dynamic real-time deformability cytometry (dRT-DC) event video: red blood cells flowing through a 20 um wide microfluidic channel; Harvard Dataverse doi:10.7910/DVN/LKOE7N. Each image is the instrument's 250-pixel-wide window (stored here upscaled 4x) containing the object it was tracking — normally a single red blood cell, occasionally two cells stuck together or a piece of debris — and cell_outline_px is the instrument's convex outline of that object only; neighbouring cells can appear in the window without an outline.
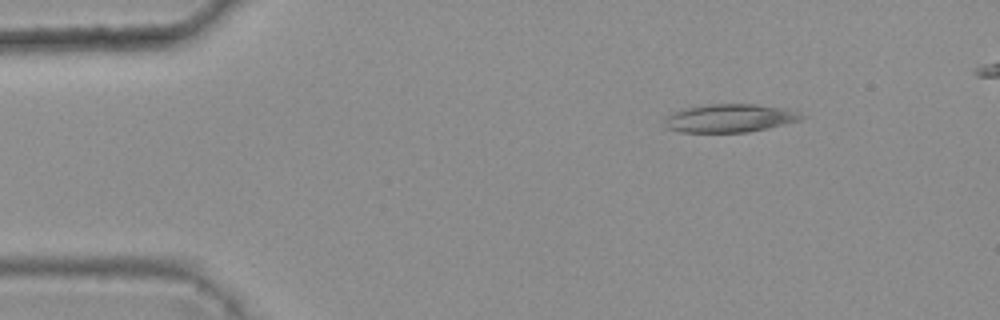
{"species": "common noctule bat (a hibernating species)", "species_latin": "Nyctalus noctula", "temperature_condition": "warm", "stored_images_in_passage": 6, "camera_frame_rate_fps": 3000, "um_per_image_px": 0.085, "animal": {"sex": "female", "body_mass_g": 25.1}, "frame": {"image": 1, "passage_image": 2, "time_ms": 0.333, "image_size_px": [1000, 320], "cell_outline_px": [[808, 116], [800, 120], [768, 128], [748, 132], [680, 132], [668, 128], [664, 124], [668, 116], [672, 112], [684, 108], [708, 104], [756, 104], [784, 108]], "centroid_in_image_um": [62.04, 10.04], "position_along_channel_um": 23.0, "area_um2": 22.43}}
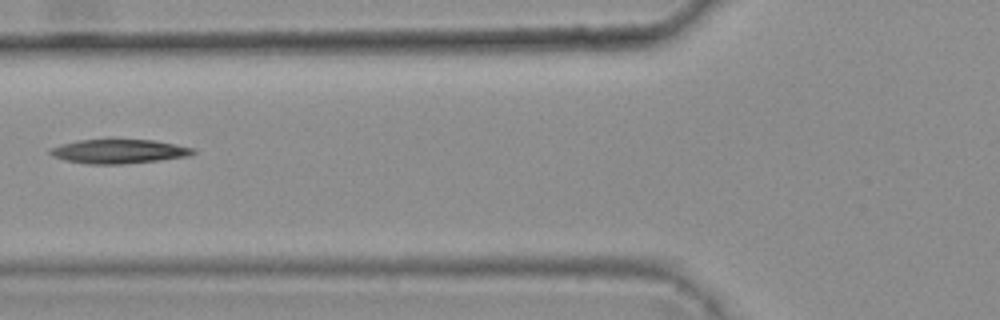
{"frame": {"image": 2, "passage_image": 5, "time_ms": 1.333, "image_size_px": [1000, 320], "cell_outline_px": [[196, 152], [192, 156], [160, 160], [120, 164], [88, 164], [64, 160], [52, 156], [48, 152], [48, 148], [80, 140], [112, 136], [152, 140], [176, 144], [196, 148]], "centroid_in_image_um": [10.12, 12.82], "position_along_channel_um": 115.7, "area_um2": 21.15}}
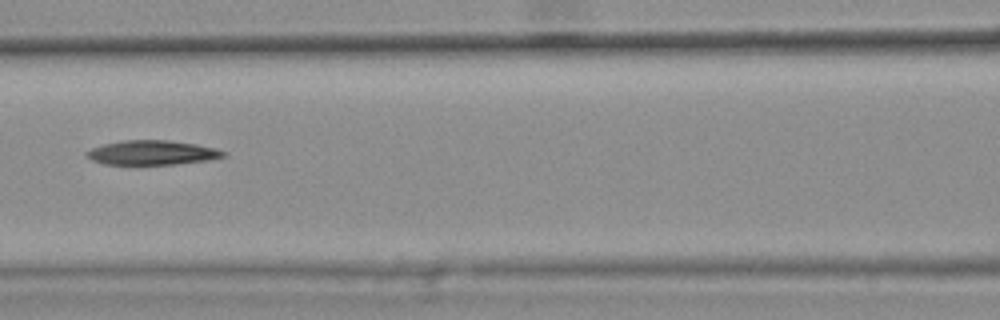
{"frame": {"image": 3, "passage_image": 6, "time_ms": 1.667, "image_size_px": [1000, 320], "cell_outline_px": [[228, 156], [208, 160], [176, 164], [104, 164], [92, 160], [84, 156], [84, 152], [92, 148], [104, 144], [124, 140], [168, 140], [196, 144], [216, 148], [228, 152]], "centroid_in_image_um": [12.95, 12.97], "position_along_channel_um": 153.6, "area_um2": 19.59}}